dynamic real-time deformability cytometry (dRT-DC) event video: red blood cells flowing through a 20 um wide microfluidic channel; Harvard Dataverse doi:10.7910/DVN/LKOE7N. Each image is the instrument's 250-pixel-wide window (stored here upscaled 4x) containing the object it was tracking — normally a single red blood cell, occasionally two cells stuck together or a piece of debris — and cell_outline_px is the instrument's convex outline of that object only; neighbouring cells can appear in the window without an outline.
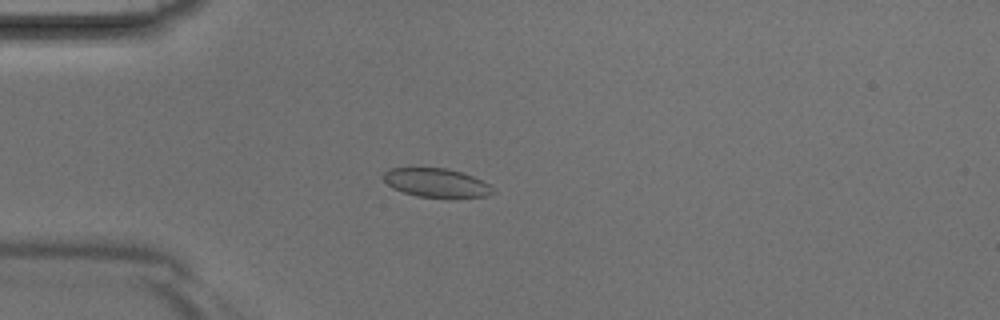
{"species": "Egyptian fruit bat (a non-hibernating species)", "species_latin": "Rousettus aegyptiacus", "temperature_condition": "room temperature", "stored_images_in_passage": 4, "camera_frame_rate_fps": 3000, "um_per_image_px": 0.085, "animal": {"sex": "male"}, "frame": {"image": 1, "passage_image": 4, "time_ms": 1.0, "image_size_px": [1000, 320], "cell_outline_px": [[496, 192], [488, 196], [452, 200], [416, 196], [392, 188], [384, 180], [384, 172], [388, 168], [448, 168], [472, 176], [488, 184]], "centroid_in_image_um": [37.13, 15.58], "position_along_channel_um": 47.9, "area_um2": 18.9}}